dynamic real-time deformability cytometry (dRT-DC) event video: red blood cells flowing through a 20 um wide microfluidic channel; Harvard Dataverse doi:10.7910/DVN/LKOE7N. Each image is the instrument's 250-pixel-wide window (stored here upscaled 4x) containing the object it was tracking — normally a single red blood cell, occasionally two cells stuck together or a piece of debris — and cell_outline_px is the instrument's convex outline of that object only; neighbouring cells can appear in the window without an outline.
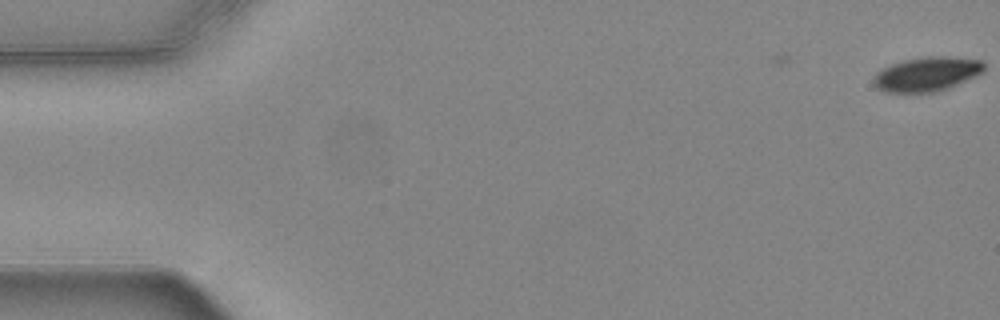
{"species": "common noctule bat (a hibernating species)", "species_latin": "Nyctalus noctula", "temperature_condition": "warm", "stored_images_in_passage": 5, "camera_frame_rate_fps": 3000, "um_per_image_px": 0.085, "animal": {"sex": "female", "body_mass_g": 24.6, "forearm_length_mm": 56.2}, "frame": {"image": 1, "passage_image": 5, "time_ms": 1.333, "image_size_px": [1000, 320], "cell_outline_px": [[984, 72], [976, 76], [948, 88], [932, 92], [884, 92], [876, 88], [872, 84], [872, 76], [876, 72], [892, 64], [904, 60], [924, 56], [948, 56], [984, 60]], "centroid_in_image_um": [78.77, 6.29], "position_along_channel_um": 6.2, "area_um2": 22.31}}